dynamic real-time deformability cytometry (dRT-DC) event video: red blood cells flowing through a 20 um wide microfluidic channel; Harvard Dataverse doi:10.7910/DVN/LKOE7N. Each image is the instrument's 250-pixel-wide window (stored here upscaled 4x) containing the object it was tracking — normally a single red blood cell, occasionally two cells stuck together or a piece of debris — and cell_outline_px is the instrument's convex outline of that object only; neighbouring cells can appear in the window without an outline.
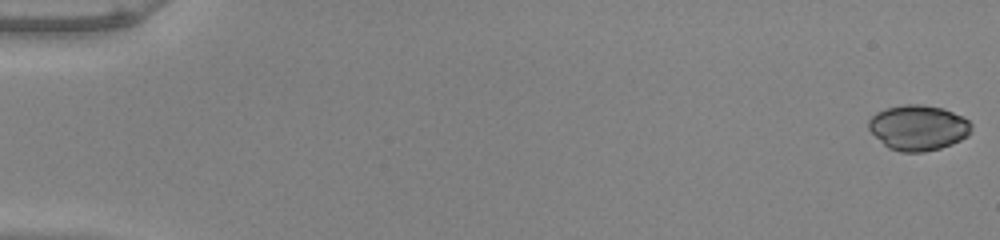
{"species": "common noctule bat (a hibernating species)", "species_latin": "Nyctalus noctula", "temperature_condition": "warm", "stored_images_in_passage": 53, "camera_frame_rate_fps": 3000, "um_per_image_px": 0.085, "animal": {"sex": "male", "body_mass_g": 20.0, "forearm_length_mm": 53.3}, "frame": {"image": 1, "passage_image": 1, "time_ms": 0.0, "image_size_px": [1000, 240], "cell_outline_px": [[972, 132], [968, 136], [952, 144], [940, 148], [924, 152], [900, 152], [888, 148], [868, 128], [868, 120], [876, 112], [884, 108], [904, 104], [924, 104], [944, 108], [964, 116], [972, 124]], "centroid_in_image_um": [78.08, 10.84], "position_along_channel_um": 6.9, "area_um2": 27.51}}
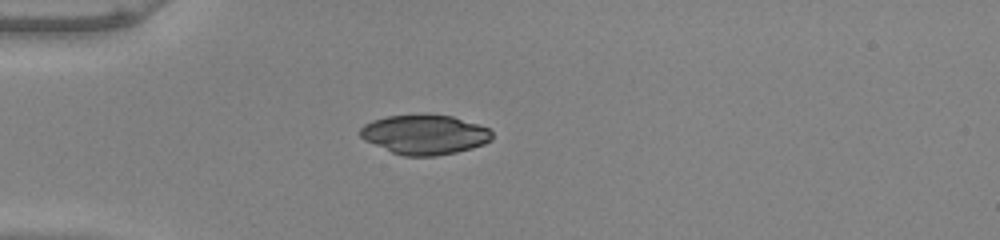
{"frame": {"image": 2, "passage_image": 16, "time_ms": 5.0, "image_size_px": [1000, 240], "cell_outline_px": [[492, 140], [484, 144], [472, 148], [456, 152], [436, 156], [404, 156], [392, 152], [364, 140], [360, 136], [360, 128], [364, 124], [372, 120], [384, 116], [452, 116], [488, 128], [492, 132]], "centroid_in_image_um": [36.08, 11.46], "position_along_channel_um": 48.9, "area_um2": 30.0}}
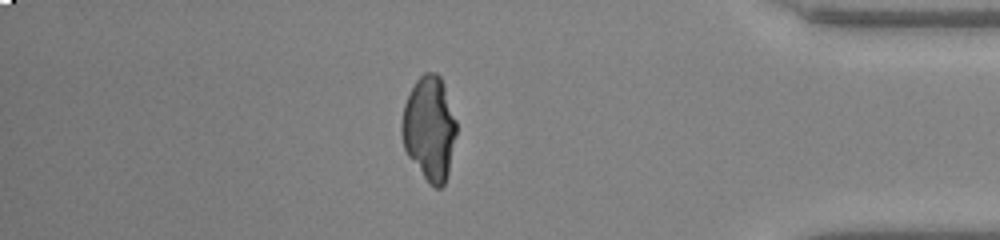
{"frame": {"image": 3, "passage_image": 46, "time_ms": 15.0, "image_size_px": [1000, 240], "cell_outline_px": [[456, 136], [448, 172], [444, 184], [440, 188], [436, 188], [428, 184], [408, 156], [404, 148], [400, 128], [400, 124], [404, 104], [416, 80], [424, 72], [436, 72], [440, 76], [456, 120]], "centroid_in_image_um": [36.48, 10.93], "position_along_channel_um": 398.7, "area_um2": 33.18}}